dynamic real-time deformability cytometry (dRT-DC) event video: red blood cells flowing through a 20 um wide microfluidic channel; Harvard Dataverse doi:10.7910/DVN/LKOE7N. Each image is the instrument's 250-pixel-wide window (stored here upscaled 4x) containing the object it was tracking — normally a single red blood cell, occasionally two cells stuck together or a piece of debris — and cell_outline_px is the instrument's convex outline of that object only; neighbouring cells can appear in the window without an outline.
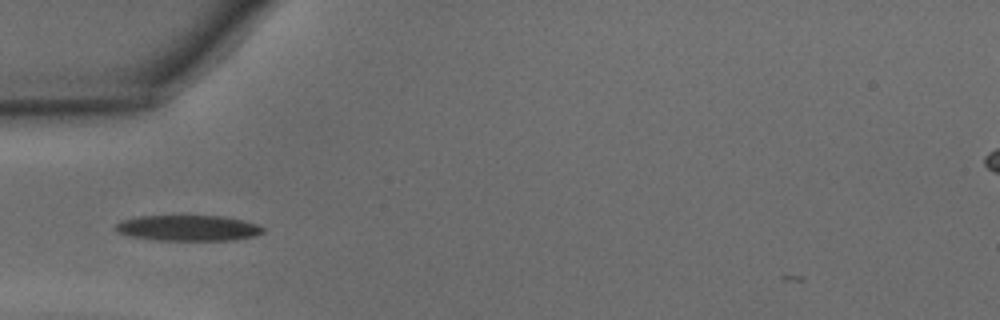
{"species": "common noctule bat (a hibernating species)", "species_latin": "Nyctalus noctula", "temperature_condition": "warm", "stored_images_in_passage": 25, "camera_frame_rate_fps": 3000, "um_per_image_px": 0.085, "animal": {"sex": "male", "body_mass_g": 15.6}, "frame": {"image": 1, "passage_image": 1, "time_ms": 0.0, "image_size_px": [1000, 320], "cell_outline_px": [[264, 232], [256, 236], [236, 240], [152, 240], [132, 236], [116, 232], [116, 224], [120, 220], [140, 216], [224, 216], [244, 220], [256, 224], [264, 228]], "centroid_in_image_um": [16.01, 19.38], "position_along_channel_um": 69.0, "area_um2": 22.2}}
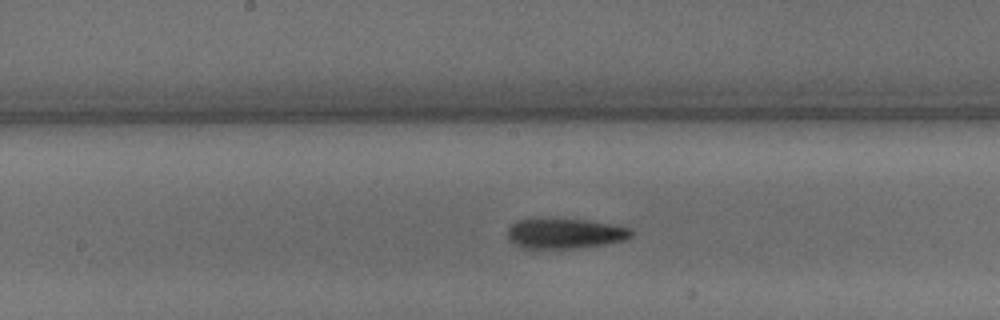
{"frame": {"image": 2, "passage_image": 10, "time_ms": 3.0, "image_size_px": [1000, 320], "cell_outline_px": [[632, 236], [624, 240], [604, 244], [572, 248], [524, 248], [516, 244], [508, 236], [508, 228], [516, 220], [584, 220], [632, 228]], "centroid_in_image_um": [48.04, 19.86], "position_along_channel_um": 200.2, "area_um2": 20.98}}
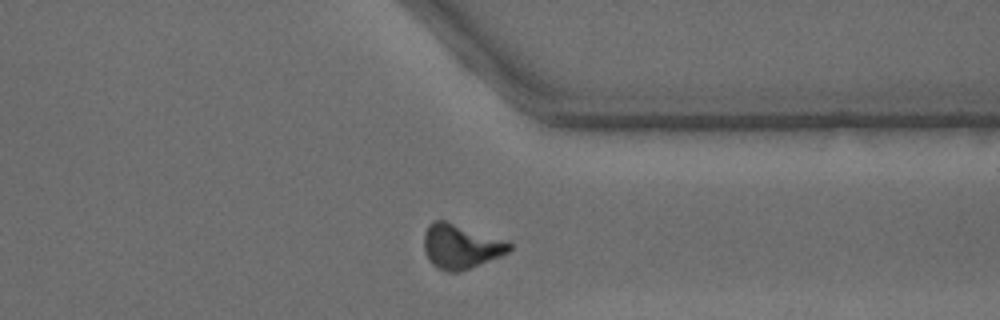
{"frame": {"image": 3, "passage_image": 22, "time_ms": 7.0, "image_size_px": [1000, 320], "cell_outline_px": [[512, 248], [508, 252], [500, 256], [460, 272], [448, 272], [432, 264], [428, 260], [424, 252], [424, 232], [428, 224], [436, 220], [444, 220], [512, 244]], "centroid_in_image_um": [39.09, 20.96], "position_along_channel_um": 372.3, "area_um2": 21.62}, "authors_computed_cell_mechanics": {"area_um2": 21.4438, "velocity_mm_per_s": 4.3453, "shape_relaxation_time_tau1_ms": 2.7233, "shape_relaxation_time_tau2_ms": 3.6988, "deformation_change_tau1": 0.1527, "deformation_change_tau2": 0.1302}}